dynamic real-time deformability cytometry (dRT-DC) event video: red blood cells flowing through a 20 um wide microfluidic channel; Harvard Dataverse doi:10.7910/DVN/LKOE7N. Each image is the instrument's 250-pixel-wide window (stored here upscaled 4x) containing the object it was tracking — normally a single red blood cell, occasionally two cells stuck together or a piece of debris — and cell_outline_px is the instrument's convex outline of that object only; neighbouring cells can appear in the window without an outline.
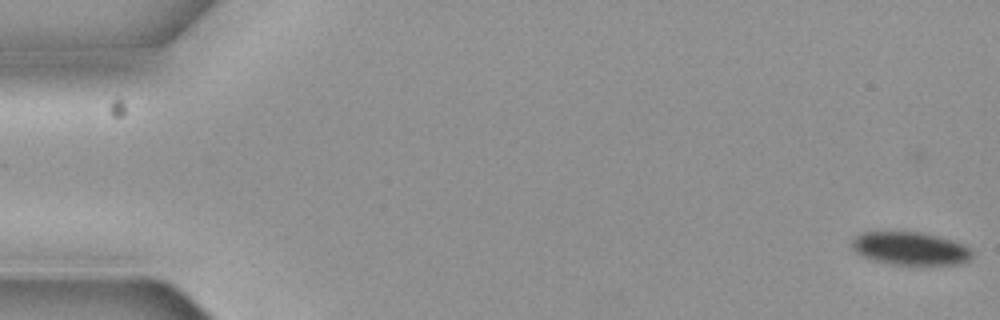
{"species": "common noctule bat (a hibernating species)", "species_latin": "Nyctalus noctula", "temperature_condition": "cold", "stored_images_in_passage": 6, "camera_frame_rate_fps": 3000, "um_per_image_px": 0.085, "animal": {"sex": "female", "body_mass_g": 19.3, "forearm_length_mm": 54.1}, "frame": {"image": 1, "passage_image": 1, "time_ms": 0.0, "image_size_px": [1000, 320], "cell_outline_px": [[972, 260], [960, 264], [892, 264], [876, 260], [864, 256], [856, 252], [852, 248], [852, 240], [860, 232], [920, 232], [952, 240], [964, 244], [972, 252]], "centroid_in_image_um": [77.4, 21.12], "position_along_channel_um": 7.6, "area_um2": 22.89}}